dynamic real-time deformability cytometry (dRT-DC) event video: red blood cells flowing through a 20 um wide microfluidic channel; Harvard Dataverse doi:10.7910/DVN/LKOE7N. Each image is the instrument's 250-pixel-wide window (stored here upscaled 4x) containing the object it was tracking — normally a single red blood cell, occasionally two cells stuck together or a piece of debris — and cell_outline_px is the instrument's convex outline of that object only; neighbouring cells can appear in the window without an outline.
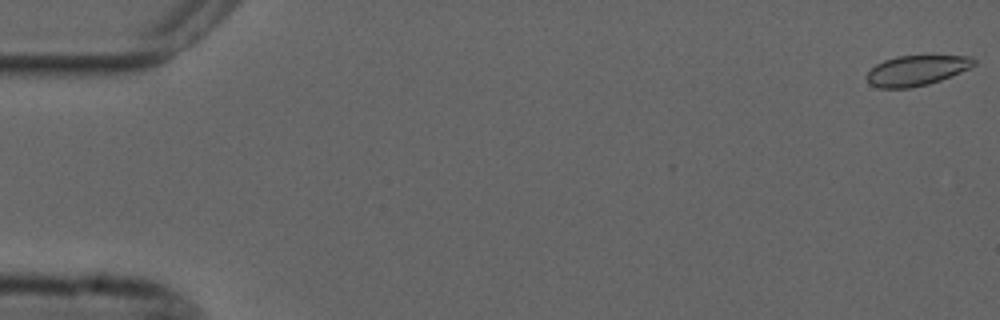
{"species": "common noctule bat (a hibernating species)", "species_latin": "Nyctalus noctula", "temperature_condition": "cold", "stored_images_in_passage": 56, "camera_frame_rate_fps": 3000, "um_per_image_px": 0.085, "animal": {"sex": "male", "forearm_length_mm": 52.5}, "frame": {"image": 1, "passage_image": 1, "time_ms": 0.0, "image_size_px": [1000, 320], "cell_outline_px": [[976, 64], [960, 72], [940, 80], [928, 84], [912, 88], [880, 88], [872, 84], [868, 80], [868, 72], [876, 64], [884, 60], [896, 56], [972, 56], [976, 60]], "centroid_in_image_um": [77.92, 5.98], "position_along_channel_um": 7.1, "area_um2": 18.61}}
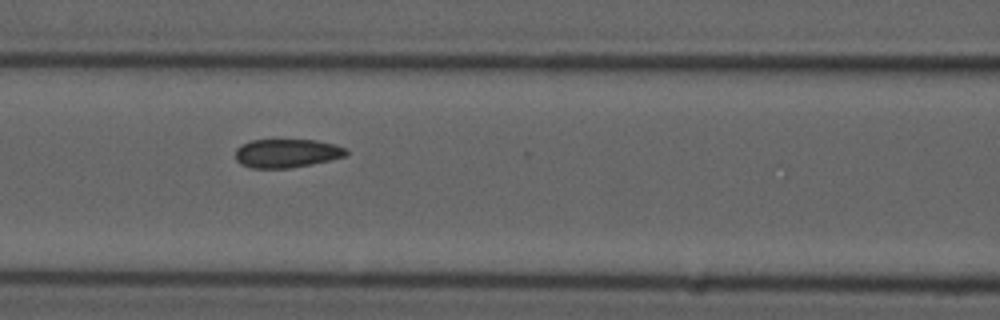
{"frame": {"image": 2, "passage_image": 24, "time_ms": 7.667, "image_size_px": [1000, 320], "cell_outline_px": [[348, 152], [344, 156], [312, 164], [288, 168], [252, 168], [240, 164], [236, 160], [236, 148], [240, 144], [252, 140], [316, 140], [348, 148]], "centroid_in_image_um": [24.34, 13.02], "position_along_channel_um": 142.3, "area_um2": 18.44}}
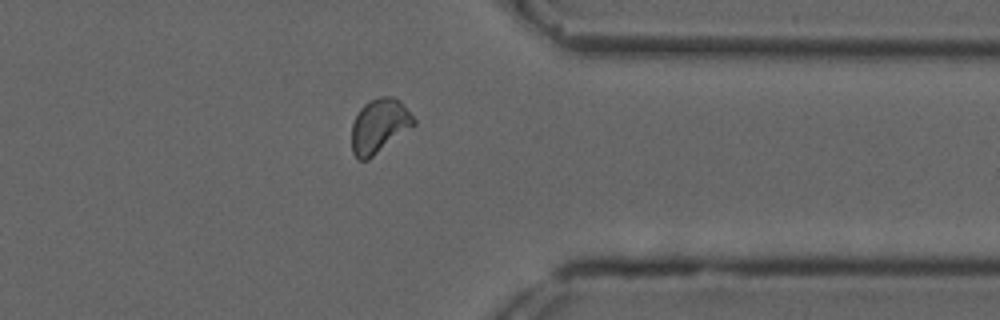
{"frame": {"image": 3, "passage_image": 44, "time_ms": 14.333, "image_size_px": [1000, 320], "cell_outline_px": [[416, 124], [368, 160], [356, 160], [352, 152], [352, 124], [360, 108], [368, 100], [380, 96], [392, 96], [400, 100], [416, 120]], "centroid_in_image_um": [32.23, 10.69], "position_along_channel_um": 379.2, "area_um2": 19.71}, "authors_computed_cell_mechanics": {"area_um2": 19.2185, "velocity_mm_per_s": 3.6791, "shape_relaxation_time_tau1_ms": null, "shape_relaxation_time_tau2_ms": 1.2382, "deformation_change_tau1": null, "deformation_change_tau2": 0.0431}}